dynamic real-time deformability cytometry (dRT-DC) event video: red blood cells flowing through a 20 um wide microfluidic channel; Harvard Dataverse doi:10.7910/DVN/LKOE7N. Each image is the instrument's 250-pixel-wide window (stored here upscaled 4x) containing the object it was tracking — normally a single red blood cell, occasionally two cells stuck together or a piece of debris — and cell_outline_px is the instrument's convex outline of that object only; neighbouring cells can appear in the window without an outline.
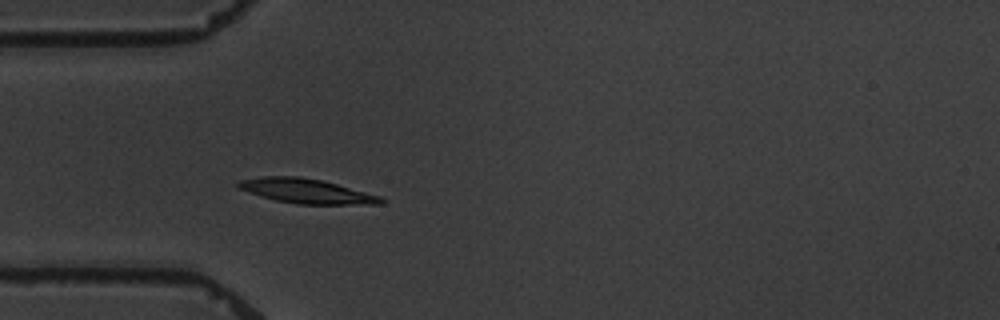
{"species": "common noctule bat (a hibernating species)", "species_latin": "Nyctalus noctula", "temperature_condition": "warm", "stored_images_in_passage": 2, "camera_frame_rate_fps": 3000, "um_per_image_px": 0.085, "animal": {"sex": "male", "body_mass_g": 19.5, "forearm_length_mm": 54.6}, "frame": {"image": 1, "passage_image": 2, "time_ms": 1.0, "image_size_px": [1000, 320], "cell_outline_px": [[384, 204], [296, 204], [276, 200], [236, 188], [236, 184], [240, 180], [264, 176], [300, 176], [320, 180], [336, 184], [380, 196], [384, 200]], "centroid_in_image_um": [26.02, 16.24], "position_along_channel_um": 59.0, "area_um2": 20.17}}